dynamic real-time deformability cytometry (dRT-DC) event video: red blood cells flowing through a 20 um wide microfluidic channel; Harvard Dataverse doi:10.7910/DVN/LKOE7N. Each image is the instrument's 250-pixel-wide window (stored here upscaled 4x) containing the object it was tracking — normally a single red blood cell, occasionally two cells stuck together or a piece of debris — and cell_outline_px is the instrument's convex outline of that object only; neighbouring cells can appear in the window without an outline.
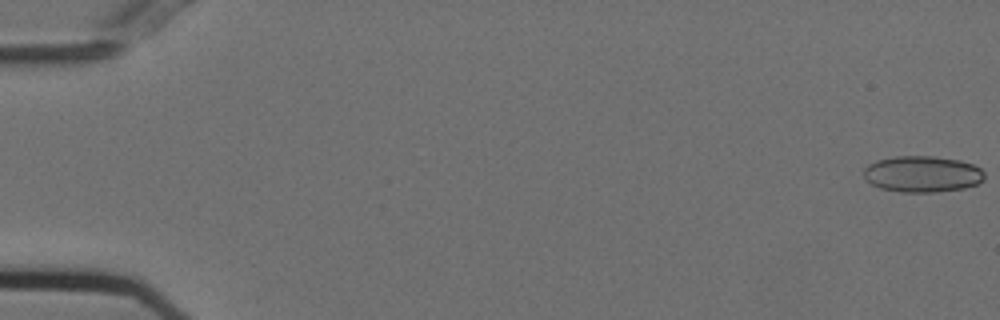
{"species": "Egyptian fruit bat (a non-hibernating species)", "species_latin": "Rousettus aegyptiacus", "temperature_condition": "cold", "stored_images_in_passage": 55, "camera_frame_rate_fps": 3000, "um_per_image_px": 0.085, "animal": {"sex": "female"}, "frame": {"image": 1, "passage_image": 1, "time_ms": 0.0, "image_size_px": [1000, 320], "cell_outline_px": [[984, 180], [976, 184], [964, 188], [936, 192], [900, 192], [880, 188], [872, 184], [864, 176], [864, 168], [868, 164], [876, 160], [896, 156], [936, 156], [960, 160], [972, 164], [980, 168], [984, 172]], "centroid_in_image_um": [78.4, 14.79], "position_along_channel_um": 6.6, "area_um2": 25.61}}
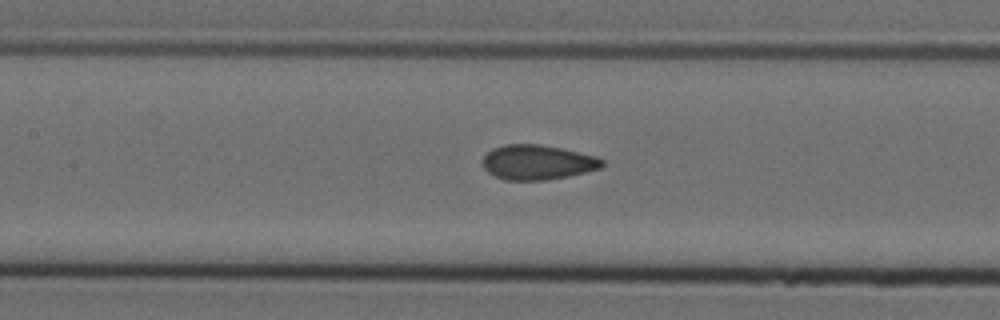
{"frame": {"image": 2, "passage_image": 26, "time_ms": 8.333, "image_size_px": [1000, 320], "cell_outline_px": [[604, 164], [600, 168], [568, 176], [544, 180], [504, 180], [488, 172], [484, 168], [480, 160], [492, 148], [504, 144], [540, 144], [560, 148], [596, 156], [604, 160]], "centroid_in_image_um": [45.65, 13.79], "position_along_channel_um": 161.8, "area_um2": 24.22}}
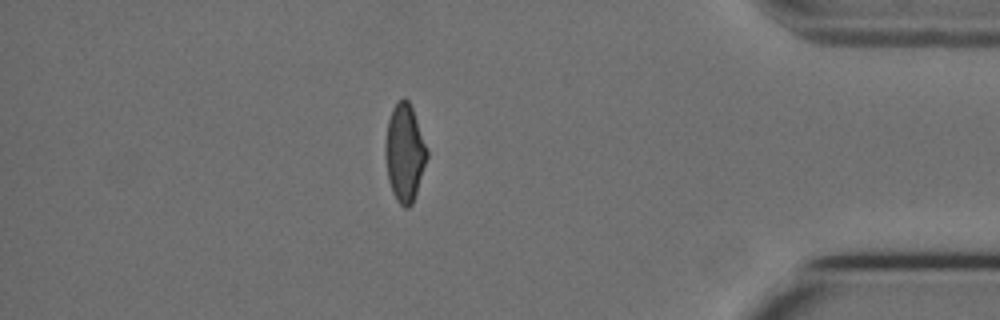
{"frame": {"image": 3, "passage_image": 48, "time_ms": 15.667, "image_size_px": [1000, 320], "cell_outline_px": [[428, 156], [412, 204], [408, 208], [404, 208], [396, 200], [392, 192], [388, 180], [384, 156], [384, 144], [388, 120], [392, 108], [404, 96], [408, 100], [412, 108], [428, 148]], "centroid_in_image_um": [34.38, 12.99], "position_along_channel_um": 400.8, "area_um2": 23.87}, "authors_computed_cell_mechanics": {"area_um2": 24.565, "velocity_mm_per_s": 3.7317, "shape_relaxation_time_tau1_ms": null, "shape_relaxation_time_tau2_ms": 1.1772, "deformation_change_tau1": null, "deformation_change_tau2": 0.0494}}